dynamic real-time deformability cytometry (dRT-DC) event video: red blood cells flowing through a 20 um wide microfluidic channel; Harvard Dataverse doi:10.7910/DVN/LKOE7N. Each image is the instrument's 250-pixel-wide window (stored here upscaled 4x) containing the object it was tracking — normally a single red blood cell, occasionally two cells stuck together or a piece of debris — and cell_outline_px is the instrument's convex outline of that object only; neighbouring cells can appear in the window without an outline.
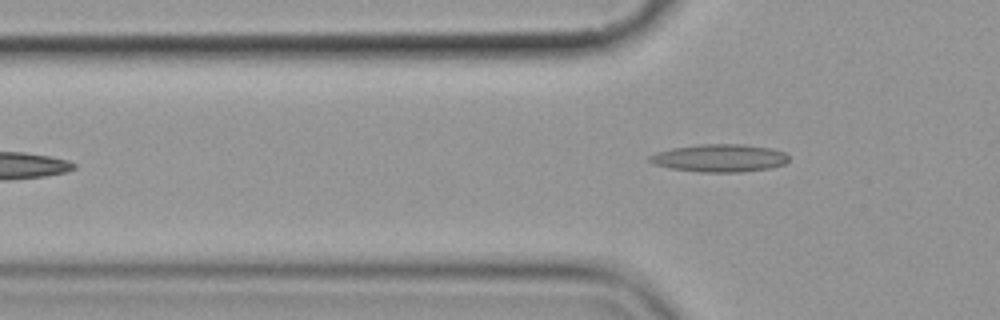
{"species": "common noctule bat (a hibernating species)", "species_latin": "Nyctalus noctula", "temperature_condition": "cold", "stored_images_in_passage": 6, "camera_frame_rate_fps": 3000, "um_per_image_px": 0.085, "animal": {"sex": "female", "body_mass_g": 19.9}, "frame": {"image": 1, "passage_image": 6, "time_ms": 6.0, "image_size_px": [1000, 320], "cell_outline_px": [[788, 160], [784, 164], [772, 168], [740, 172], [700, 172], [672, 168], [652, 164], [648, 160], [648, 156], [656, 152], [672, 148], [700, 144], [740, 144], [768, 148], [784, 152], [788, 156]], "centroid_in_image_um": [61.13, 13.44], "position_along_channel_um": 64.7, "area_um2": 22.43}}